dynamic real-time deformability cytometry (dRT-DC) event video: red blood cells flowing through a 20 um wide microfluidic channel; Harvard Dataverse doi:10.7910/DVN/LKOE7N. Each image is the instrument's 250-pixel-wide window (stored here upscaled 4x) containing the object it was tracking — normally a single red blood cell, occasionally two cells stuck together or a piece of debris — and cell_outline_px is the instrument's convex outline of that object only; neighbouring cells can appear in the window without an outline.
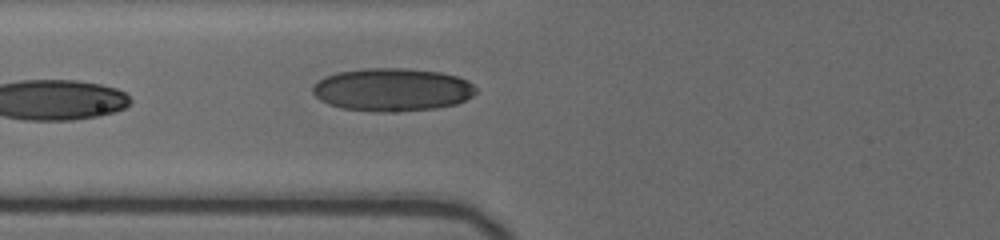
{"species": "human", "species_latin": "Homo sapiens", "temperature_condition": "cold", "stored_images_in_passage": 6, "camera_frame_rate_fps": 3000, "um_per_image_px": 0.085, "donor": {"sex": "female"}, "frame": {"image": 1, "passage_image": 6, "time_ms": 2.333, "image_size_px": [1000, 240], "cell_outline_px": [[476, 92], [472, 96], [456, 104], [436, 108], [340, 108], [328, 104], [320, 100], [312, 92], [312, 88], [320, 80], [336, 72], [364, 68], [408, 68], [440, 72], [456, 76], [468, 80], [476, 88]], "centroid_in_image_um": [33.37, 7.55], "position_along_channel_um": 92.4, "area_um2": 39.36}}